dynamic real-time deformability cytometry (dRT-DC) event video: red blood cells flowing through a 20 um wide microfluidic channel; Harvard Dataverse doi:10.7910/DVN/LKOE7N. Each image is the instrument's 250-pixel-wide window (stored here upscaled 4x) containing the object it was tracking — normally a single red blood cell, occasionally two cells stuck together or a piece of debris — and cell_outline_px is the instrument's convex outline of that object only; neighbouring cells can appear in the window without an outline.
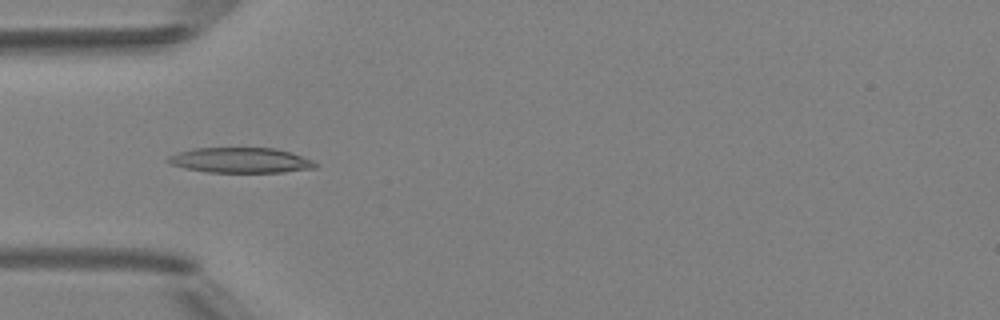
{"species": "Egyptian fruit bat (a non-hibernating species)", "species_latin": "Rousettus aegyptiacus", "temperature_condition": "room temperature", "stored_images_in_passage": 49, "camera_frame_rate_fps": 3000, "um_per_image_px": 0.085, "animal": {"sex": "female"}, "frame": {"image": 1, "passage_image": 16, "time_ms": 5.0, "image_size_px": [1000, 320], "cell_outline_px": [[320, 164], [316, 168], [284, 172], [208, 172], [184, 168], [172, 164], [168, 160], [168, 156], [176, 152], [196, 148], [272, 148], [288, 152], [312, 160]], "centroid_in_image_um": [20.46, 13.63], "position_along_channel_um": 64.5, "area_um2": 21.5}}
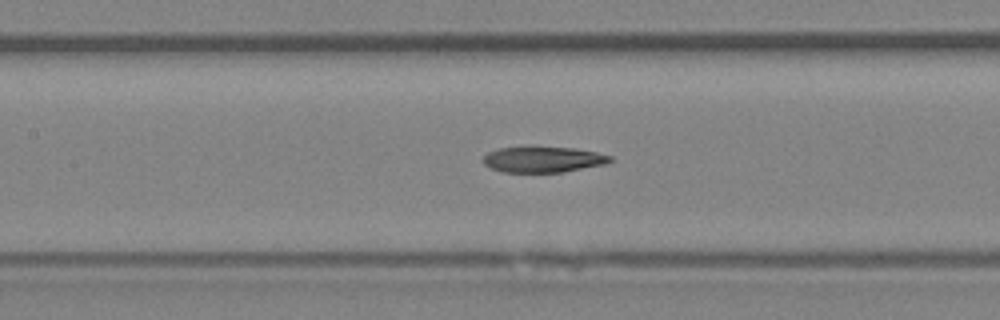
{"frame": {"image": 2, "passage_image": 23, "time_ms": 7.333, "image_size_px": [1000, 320], "cell_outline_px": [[612, 160], [604, 164], [564, 172], [504, 172], [492, 168], [484, 164], [484, 156], [488, 152], [500, 148], [576, 148], [596, 152], [612, 156]], "centroid_in_image_um": [46.19, 13.57], "position_along_channel_um": 161.2, "area_um2": 18.61}}
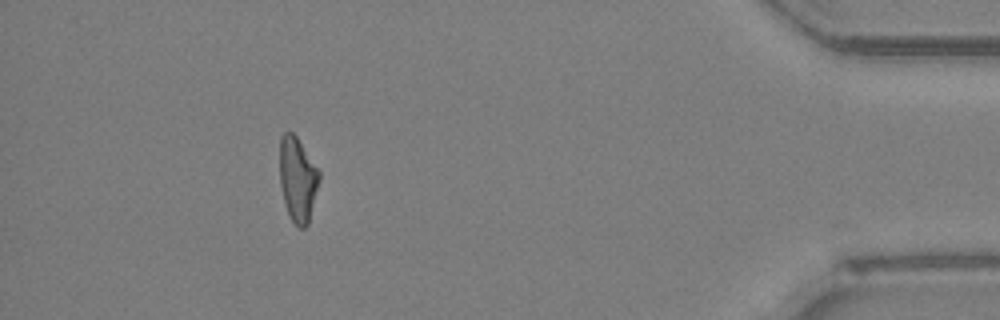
{"frame": {"image": 3, "passage_image": 45, "time_ms": 14.667, "image_size_px": [1000, 320], "cell_outline_px": [[320, 180], [308, 224], [304, 228], [300, 228], [288, 216], [284, 204], [280, 184], [280, 136], [284, 132], [292, 132], [296, 136], [320, 168]], "centroid_in_image_um": [25.31, 15.22], "position_along_channel_um": 409.9, "area_um2": 19.83}, "authors_computed_cell_mechanics": {"area_um2": 20.7502, "velocity_mm_per_s": 4.1831, "shape_relaxation_time_tau1_ms": null, "shape_relaxation_time_tau2_ms": 5.5602, "deformation_change_tau1": null, "deformation_change_tau2": 0.1678}}